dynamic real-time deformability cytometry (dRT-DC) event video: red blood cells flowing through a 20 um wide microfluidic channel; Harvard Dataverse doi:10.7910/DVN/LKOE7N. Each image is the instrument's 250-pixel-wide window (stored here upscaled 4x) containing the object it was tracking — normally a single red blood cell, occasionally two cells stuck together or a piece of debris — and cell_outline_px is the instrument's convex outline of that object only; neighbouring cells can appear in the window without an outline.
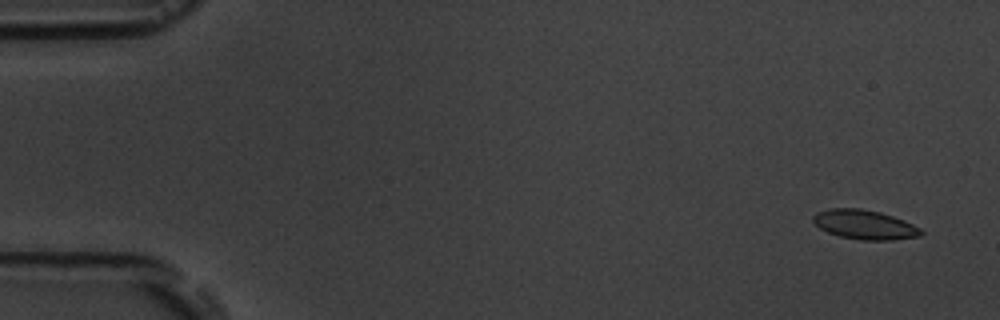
{"species": "common noctule bat (a hibernating species)", "species_latin": "Nyctalus noctula", "temperature_condition": "room temperature", "stored_images_in_passage": 5, "camera_frame_rate_fps": 3000, "um_per_image_px": 0.085, "animal": {"sex": "male", "body_mass_g": 19.5, "forearm_length_mm": 54.6}, "frame": {"image": 1, "passage_image": 1, "time_ms": 0.0, "image_size_px": [1000, 320], "cell_outline_px": [[924, 232], [920, 236], [892, 240], [860, 240], [840, 236], [828, 232], [820, 228], [812, 220], [812, 216], [816, 212], [828, 208], [860, 208], [880, 212], [904, 220], [920, 228]], "centroid_in_image_um": [73.48, 19.09], "position_along_channel_um": 11.5, "area_um2": 18.5}}
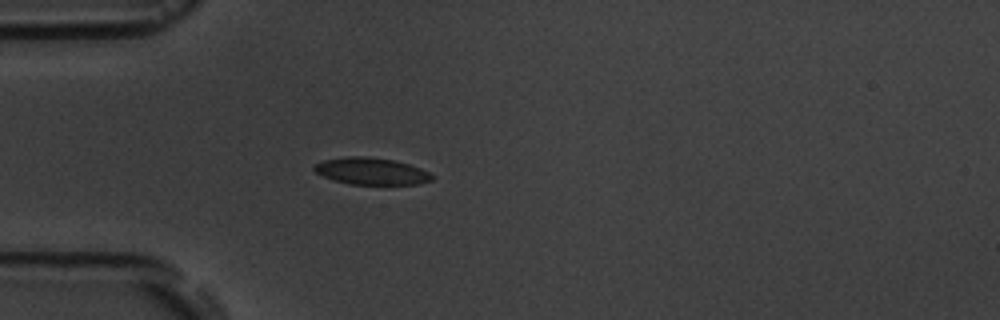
{"frame": {"image": 2, "passage_image": 5, "time_ms": 4.333, "image_size_px": [1000, 320], "cell_outline_px": [[432, 180], [420, 184], [352, 184], [336, 180], [324, 176], [316, 172], [312, 168], [316, 164], [324, 160], [348, 156], [368, 156], [392, 160], [408, 164], [420, 168], [428, 172], [432, 176]], "centroid_in_image_um": [31.57, 14.54], "position_along_channel_um": 53.4, "area_um2": 18.15}}